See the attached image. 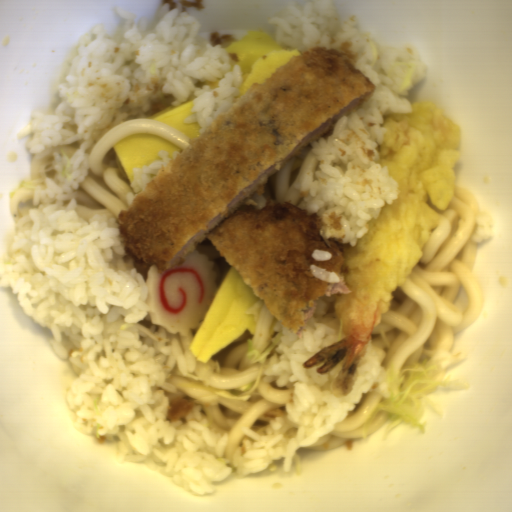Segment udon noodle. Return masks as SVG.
Instances as JSON below:
<instances>
[{"mask_svg":"<svg viewBox=\"0 0 512 512\" xmlns=\"http://www.w3.org/2000/svg\"><path fill=\"white\" fill-rule=\"evenodd\" d=\"M480 208L455 184L419 261L393 291L381 322L369 335L382 348L380 366L389 378L390 365L396 374L425 361L440 363L434 375L463 362L452 351L453 342L483 311V294L473 274Z\"/></svg>","mask_w":512,"mask_h":512,"instance_id":"obj_1","label":"udon noodle"},{"mask_svg":"<svg viewBox=\"0 0 512 512\" xmlns=\"http://www.w3.org/2000/svg\"><path fill=\"white\" fill-rule=\"evenodd\" d=\"M256 329L245 332L224 349L210 356L207 362L197 360L190 346L199 330L187 334H171L148 317L135 326L140 340L155 349L154 357L166 355L163 365L170 372L166 384L176 392L163 390L169 402L165 416L184 419L195 405H201L202 419L210 430L227 433L222 456L223 464L236 470L233 458L245 440L243 428L267 431L271 421L288 415L286 408L296 397L294 386H279V377L266 371L281 360L277 350L284 325L260 300L249 310Z\"/></svg>","mask_w":512,"mask_h":512,"instance_id":"obj_2","label":"udon noodle"},{"mask_svg":"<svg viewBox=\"0 0 512 512\" xmlns=\"http://www.w3.org/2000/svg\"><path fill=\"white\" fill-rule=\"evenodd\" d=\"M175 101L171 95L165 94L162 80L156 84L150 109L107 131L93 147L88 157L89 172L78 184L76 191L63 193L64 206L76 199V211L87 222L95 214H109L116 219L122 209H128L136 194L113 146L130 136L153 133L166 137L183 149L189 140L184 133L147 119Z\"/></svg>","mask_w":512,"mask_h":512,"instance_id":"obj_3","label":"udon noodle"},{"mask_svg":"<svg viewBox=\"0 0 512 512\" xmlns=\"http://www.w3.org/2000/svg\"><path fill=\"white\" fill-rule=\"evenodd\" d=\"M319 171V163L314 156L313 146L309 142L284 167L272 174L264 191L259 195L257 189L249 196L258 205V211L266 206H275L290 201L300 209H306L303 196L298 190V180L305 171Z\"/></svg>","mask_w":512,"mask_h":512,"instance_id":"obj_4","label":"udon noodle"},{"mask_svg":"<svg viewBox=\"0 0 512 512\" xmlns=\"http://www.w3.org/2000/svg\"><path fill=\"white\" fill-rule=\"evenodd\" d=\"M82 141L83 139L72 144H55L43 153H32L28 180L21 183L11 195L10 206L16 224L22 214L33 207V195L38 186L45 188V179L54 178L52 162L55 153L71 160Z\"/></svg>","mask_w":512,"mask_h":512,"instance_id":"obj_5","label":"udon noodle"},{"mask_svg":"<svg viewBox=\"0 0 512 512\" xmlns=\"http://www.w3.org/2000/svg\"><path fill=\"white\" fill-rule=\"evenodd\" d=\"M379 382H374L368 392L362 393L355 408L344 419L333 426L325 437L315 443L299 445L297 449L307 451H332L351 442L364 438L363 424L370 410L379 402L388 399L381 394Z\"/></svg>","mask_w":512,"mask_h":512,"instance_id":"obj_6","label":"udon noodle"},{"mask_svg":"<svg viewBox=\"0 0 512 512\" xmlns=\"http://www.w3.org/2000/svg\"><path fill=\"white\" fill-rule=\"evenodd\" d=\"M193 251L205 254L213 262V269L216 274L214 281L219 288L230 263L215 249L209 238L198 242Z\"/></svg>","mask_w":512,"mask_h":512,"instance_id":"obj_7","label":"udon noodle"},{"mask_svg":"<svg viewBox=\"0 0 512 512\" xmlns=\"http://www.w3.org/2000/svg\"><path fill=\"white\" fill-rule=\"evenodd\" d=\"M389 423H391L389 413L383 409L379 410L371 423L368 437Z\"/></svg>","mask_w":512,"mask_h":512,"instance_id":"obj_8","label":"udon noodle"}]
</instances>
